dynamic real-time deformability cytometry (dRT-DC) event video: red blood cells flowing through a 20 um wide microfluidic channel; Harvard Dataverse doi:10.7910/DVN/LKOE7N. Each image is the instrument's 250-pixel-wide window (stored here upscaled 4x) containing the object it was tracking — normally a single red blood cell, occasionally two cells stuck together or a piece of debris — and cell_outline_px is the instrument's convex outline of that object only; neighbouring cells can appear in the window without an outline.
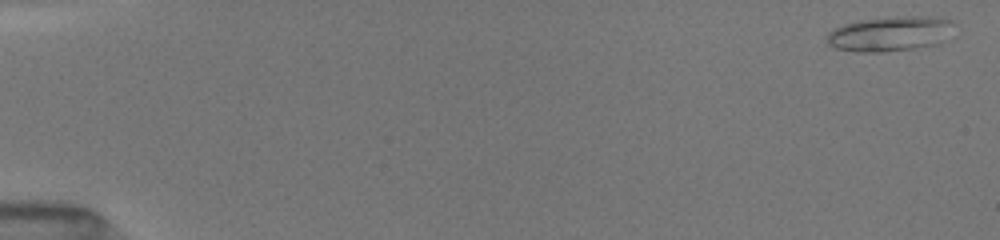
{"species": "common noctule bat (a hibernating species)", "species_latin": "Nyctalus noctula", "temperature_condition": "room temperature", "stored_images_in_passage": 68, "camera_frame_rate_fps": 3000, "um_per_image_px": 0.085, "animal": {"sex": "female", "body_mass_g": 19.5, "forearm_length_mm": 54.1}, "frame": {"image": 1, "passage_image": 2, "time_ms": 0.333, "image_size_px": [1000, 240], "cell_outline_px": [[956, 36], [940, 44], [916, 48], [884, 52], [864, 52], [836, 48], [828, 44], [828, 32], [844, 24], [860, 20], [896, 16], [936, 16], [956, 20]], "centroid_in_image_um": [75.87, 2.85], "position_along_channel_um": 9.1, "area_um2": 26.76}}
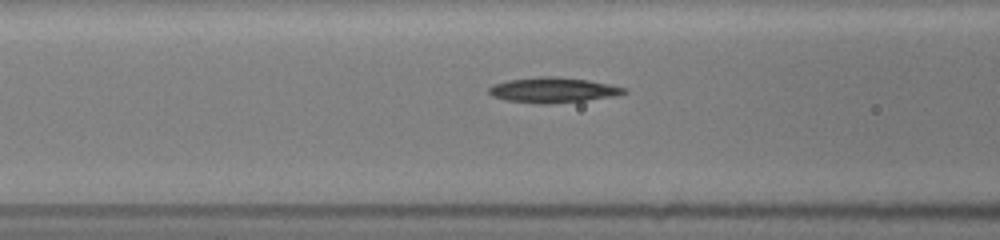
{"frame": {"image": 2, "passage_image": 28, "time_ms": 7.0, "image_size_px": [1000, 240], "cell_outline_px": [[628, 92], [616, 96], [584, 100], [548, 104], [536, 104], [504, 100], [492, 96], [488, 92], [488, 88], [492, 84], [508, 80], [536, 76], [556, 76], [588, 80], [628, 88]], "centroid_in_image_um": [46.97, 7.65], "position_along_channel_um": 119.6, "area_um2": 20.11}}
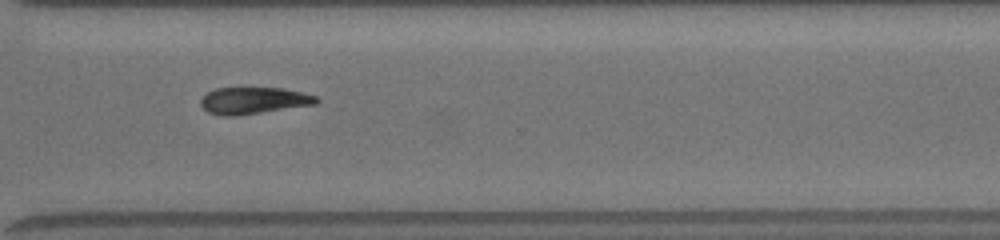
{"frame": {"image": 3, "passage_image": 67, "time_ms": 12.667, "image_size_px": [1000, 240], "cell_outline_px": [[320, 100], [316, 104], [232, 116], [224, 116], [208, 112], [200, 104], [200, 100], [208, 92], [216, 88], [284, 88], [304, 92], [316, 96]], "centroid_in_image_um": [21.57, 8.53], "position_along_channel_um": 349.0, "area_um2": 17.86}}